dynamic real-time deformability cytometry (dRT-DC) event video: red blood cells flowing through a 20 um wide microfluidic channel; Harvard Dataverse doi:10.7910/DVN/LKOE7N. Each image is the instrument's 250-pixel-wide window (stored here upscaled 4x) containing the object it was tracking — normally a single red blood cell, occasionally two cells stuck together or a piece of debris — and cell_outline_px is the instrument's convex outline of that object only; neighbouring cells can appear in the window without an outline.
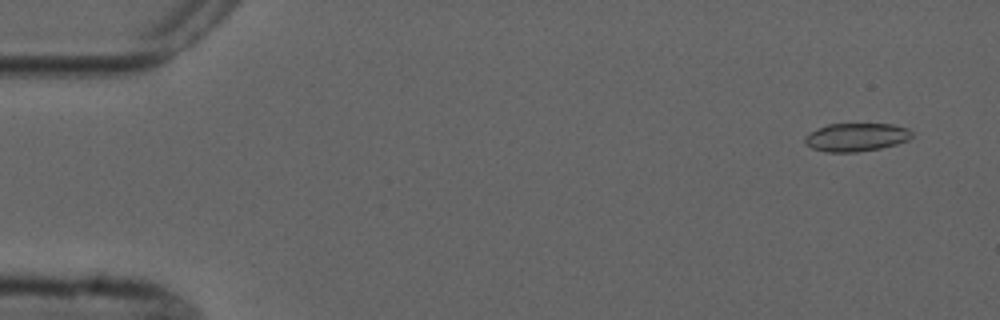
{"species": "common noctule bat (a hibernating species)", "species_latin": "Nyctalus noctula", "temperature_condition": "cold", "stored_images_in_passage": 6, "camera_frame_rate_fps": 3000, "um_per_image_px": 0.085, "animal": {"sex": "male", "forearm_length_mm": 52.5}, "frame": {"image": 1, "passage_image": 1, "time_ms": 0.0, "image_size_px": [1000, 320], "cell_outline_px": [[912, 136], [908, 140], [896, 144], [880, 148], [856, 152], [824, 152], [812, 148], [804, 144], [804, 136], [828, 124], [892, 124], [908, 128], [912, 132]], "centroid_in_image_um": [72.77, 11.67], "position_along_channel_um": 12.2, "area_um2": 17.57}}
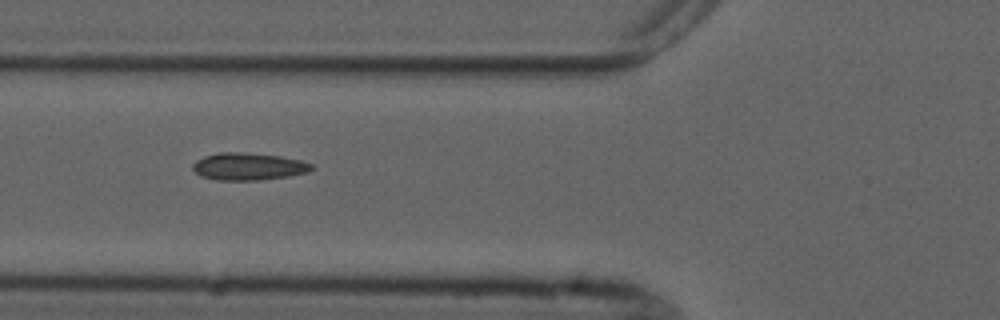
{"frame": {"image": 2, "passage_image": 5, "time_ms": 5.667, "image_size_px": [1000, 320], "cell_outline_px": [[316, 168], [308, 172], [288, 176], [260, 180], [216, 180], [200, 176], [192, 168], [192, 164], [196, 160], [204, 156], [220, 152], [244, 152], [280, 156], [300, 160], [312, 164]], "centroid_in_image_um": [21.11, 14.15], "position_along_channel_um": 104.7, "area_um2": 19.02}}
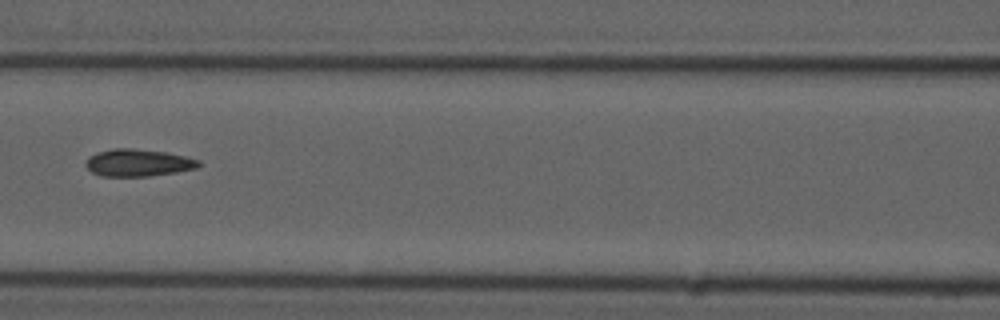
{"frame": {"image": 3, "passage_image": 6, "time_ms": 7.0, "image_size_px": [1000, 320], "cell_outline_px": [[200, 164], [196, 168], [176, 172], [148, 176], [100, 176], [92, 172], [84, 164], [88, 156], [96, 152], [112, 148], [132, 148], [168, 152], [200, 160]], "centroid_in_image_um": [11.7, 13.82], "position_along_channel_um": 154.9, "area_um2": 18.03}}